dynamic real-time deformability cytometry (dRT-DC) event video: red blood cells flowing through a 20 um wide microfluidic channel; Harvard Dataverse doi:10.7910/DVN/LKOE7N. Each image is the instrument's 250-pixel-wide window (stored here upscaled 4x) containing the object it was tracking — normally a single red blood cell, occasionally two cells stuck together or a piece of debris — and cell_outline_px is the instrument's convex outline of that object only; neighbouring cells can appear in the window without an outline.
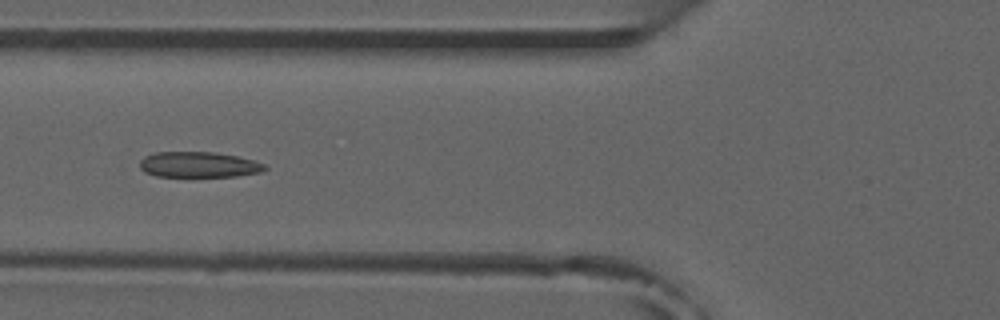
{"species": "common noctule bat (a hibernating species)", "species_latin": "Nyctalus noctula", "temperature_condition": "room temperature", "stored_images_in_passage": 7, "camera_frame_rate_fps": 3000, "um_per_image_px": 0.085, "animal": {"sex": "male", "forearm_length_mm": 52.5}, "frame": {"image": 1, "passage_image": 4, "time_ms": 4.333, "image_size_px": [1000, 320], "cell_outline_px": [[268, 168], [260, 172], [236, 176], [156, 176], [144, 172], [140, 168], [140, 160], [144, 156], [152, 152], [212, 152], [236, 156], [256, 160], [264, 164]], "centroid_in_image_um": [16.87, 13.99], "position_along_channel_um": 108.9, "area_um2": 18.67}}
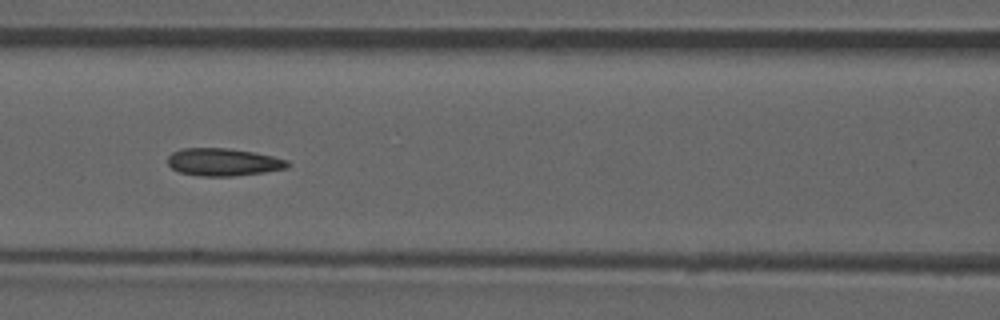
{"frame": {"image": 2, "passage_image": 5, "time_ms": 5.333, "image_size_px": [1000, 320], "cell_outline_px": [[292, 164], [288, 168], [264, 172], [232, 176], [200, 176], [180, 172], [172, 168], [168, 164], [168, 156], [172, 152], [180, 148], [228, 148], [252, 152], [272, 156], [288, 160]], "centroid_in_image_um": [18.99, 13.77], "position_along_channel_um": 147.6, "area_um2": 19.31}}